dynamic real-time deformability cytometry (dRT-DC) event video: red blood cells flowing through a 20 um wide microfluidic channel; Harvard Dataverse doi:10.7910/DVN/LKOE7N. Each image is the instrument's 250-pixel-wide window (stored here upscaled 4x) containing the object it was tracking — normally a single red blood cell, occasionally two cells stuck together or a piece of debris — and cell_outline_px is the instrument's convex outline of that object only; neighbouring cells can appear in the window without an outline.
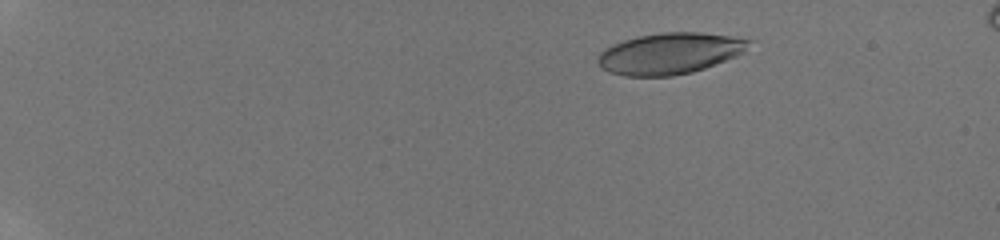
{"species": "human", "species_latin": "Homo sapiens", "temperature_condition": "room temperature", "stored_images_in_passage": 29, "camera_frame_rate_fps": 3000, "um_per_image_px": 0.085, "donor": {"sex": "male"}, "frame": {"image": 1, "passage_image": 6, "time_ms": 3.333, "image_size_px": [1000, 240], "cell_outline_px": [[752, 40], [744, 52], [736, 56], [704, 68], [692, 72], [672, 76], [624, 76], [608, 72], [600, 68], [596, 60], [600, 52], [604, 48], [612, 44], [636, 36], [660, 32], [700, 32], [728, 36]], "centroid_in_image_um": [56.86, 4.54], "position_along_channel_um": 28.1, "area_um2": 36.41}}
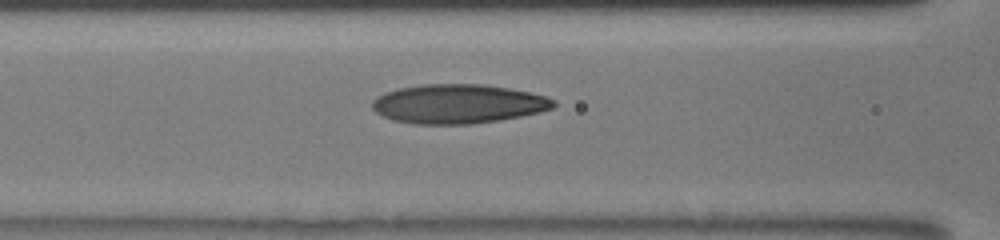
{"frame": {"image": 2, "passage_image": 15, "time_ms": 9.0, "image_size_px": [1000, 240], "cell_outline_px": [[556, 104], [552, 108], [540, 112], [500, 120], [472, 124], [412, 124], [392, 120], [376, 112], [372, 108], [372, 100], [376, 96], [384, 92], [400, 88], [420, 84], [484, 84], [508, 88], [528, 92], [544, 96], [556, 100]], "centroid_in_image_um": [38.91, 8.83], "position_along_channel_um": 127.7, "area_um2": 41.56}}
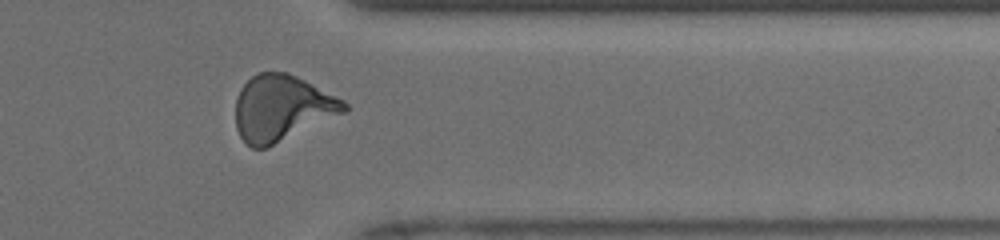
{"frame": {"image": 3, "passage_image": 25, "time_ms": 15.333, "image_size_px": [1000, 240], "cell_outline_px": [[348, 112], [268, 148], [252, 148], [240, 136], [236, 128], [236, 100], [240, 88], [252, 76], [260, 72], [288, 72], [344, 100], [348, 104]], "centroid_in_image_um": [23.99, 9.21], "position_along_channel_um": 387.4, "area_um2": 41.96}, "authors_computed_cell_mechanics": {"area_um2": 38.726, "velocity_mm_per_s": 4.135, "shape_relaxation_time_tau1_ms": 4.8441, "shape_relaxation_time_tau2_ms": 1.3925, "deformation_change_tau1": 0.1993, "deformation_change_tau2": 0.0925}}